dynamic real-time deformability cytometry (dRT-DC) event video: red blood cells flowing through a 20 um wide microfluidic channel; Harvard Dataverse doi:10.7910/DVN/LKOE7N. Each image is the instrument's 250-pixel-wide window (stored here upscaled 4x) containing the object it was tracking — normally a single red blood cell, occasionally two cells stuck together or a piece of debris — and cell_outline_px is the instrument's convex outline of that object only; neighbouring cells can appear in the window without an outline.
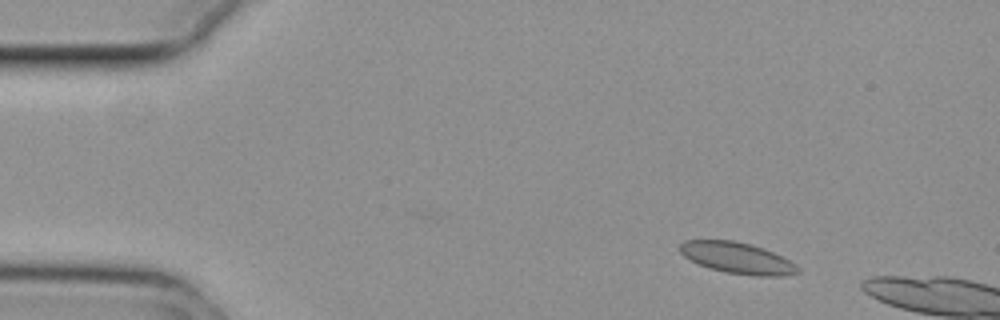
{"species": "common noctule bat (a hibernating species)", "species_latin": "Nyctalus noctula", "temperature_condition": "cold", "stored_images_in_passage": 11, "camera_frame_rate_fps": 3000, "um_per_image_px": 0.085, "animal": {"sex": "female", "body_mass_g": 29.2, "forearm_length_mm": 56.3}, "frame": {"image": 1, "passage_image": 7, "time_ms": 2.0, "image_size_px": [1000, 320], "cell_outline_px": [[800, 272], [784, 276], [756, 276], [724, 272], [708, 268], [684, 256], [680, 252], [680, 244], [684, 240], [732, 240], [752, 244], [764, 248], [796, 264], [800, 268]], "centroid_in_image_um": [62.68, 21.93], "position_along_channel_um": 22.3, "area_um2": 21.44}}